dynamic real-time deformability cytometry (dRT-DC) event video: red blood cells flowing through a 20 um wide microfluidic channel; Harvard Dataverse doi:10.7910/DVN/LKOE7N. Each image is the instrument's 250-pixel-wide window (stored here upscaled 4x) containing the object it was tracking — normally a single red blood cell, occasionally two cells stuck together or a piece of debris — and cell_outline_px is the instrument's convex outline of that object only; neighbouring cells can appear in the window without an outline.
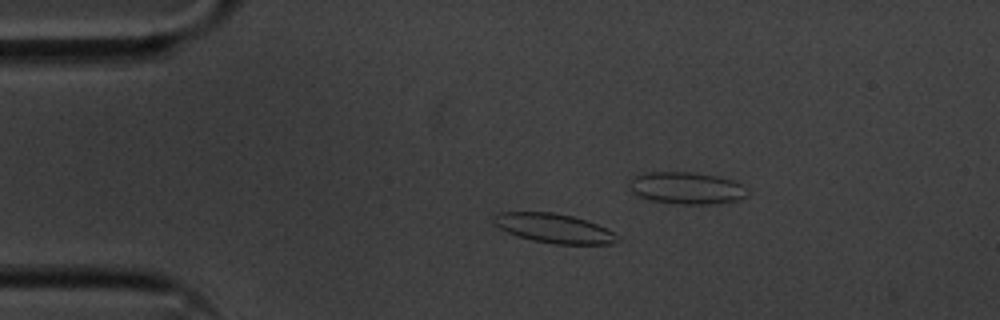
{"species": "common noctule bat (a hibernating species)", "species_latin": "Nyctalus noctula", "temperature_condition": "cold", "stored_images_in_passage": 58, "camera_frame_rate_fps": 3000, "um_per_image_px": 0.085, "animal": {"sex": "male", "body_mass_g": 20.1, "forearm_length_mm": 53.5}, "frame": {"image": 1, "passage_image": 13, "time_ms": 4.0, "image_size_px": [1000, 320], "cell_outline_px": [[620, 240], [612, 244], [556, 244], [532, 240], [516, 236], [500, 228], [492, 220], [496, 212], [552, 212], [572, 216], [596, 224], [620, 236]], "centroid_in_image_um": [47.08, 19.41], "position_along_channel_um": 37.9, "area_um2": 20.98}}
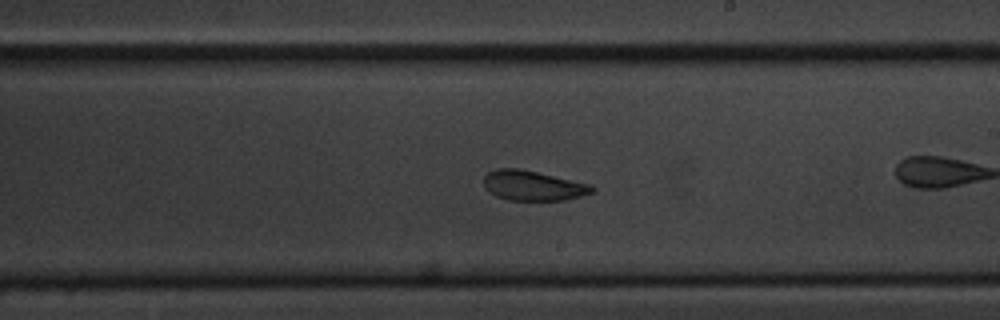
{"frame": {"image": 2, "passage_image": 33, "time_ms": 10.667, "image_size_px": [1000, 320], "cell_outline_px": [[596, 188], [592, 192], [568, 200], [508, 200], [496, 196], [488, 192], [484, 188], [484, 176], [488, 172], [496, 168], [516, 168], [536, 172], [592, 184]], "centroid_in_image_um": [45.29, 15.78], "position_along_channel_um": 243.7, "area_um2": 18.96}}
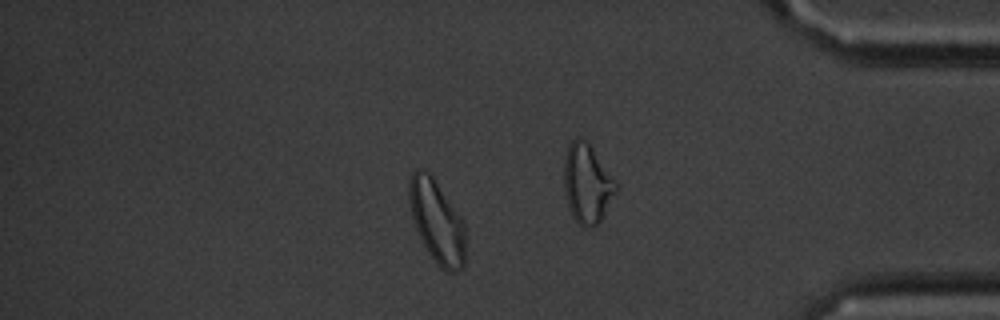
{"frame": {"image": 3, "passage_image": 49, "time_ms": 16.0, "image_size_px": [1000, 320], "cell_outline_px": [[468, 228], [464, 268], [452, 272], [448, 272], [440, 268], [428, 252], [416, 228], [412, 216], [408, 196], [408, 184], [412, 172], [420, 168], [428, 172], [432, 176], [464, 220]], "centroid_in_image_um": [37.19, 18.86], "position_along_channel_um": 398.0, "area_um2": 27.69}, "authors_computed_cell_mechanics": {"area_um2": 20.7791, "velocity_mm_per_s": 3.5459, "shape_relaxation_time_tau1_ms": 2.6533, "shape_relaxation_time_tau2_ms": 2.5282, "deformation_change_tau1": 0.1157, "deformation_change_tau2": 0.091}}